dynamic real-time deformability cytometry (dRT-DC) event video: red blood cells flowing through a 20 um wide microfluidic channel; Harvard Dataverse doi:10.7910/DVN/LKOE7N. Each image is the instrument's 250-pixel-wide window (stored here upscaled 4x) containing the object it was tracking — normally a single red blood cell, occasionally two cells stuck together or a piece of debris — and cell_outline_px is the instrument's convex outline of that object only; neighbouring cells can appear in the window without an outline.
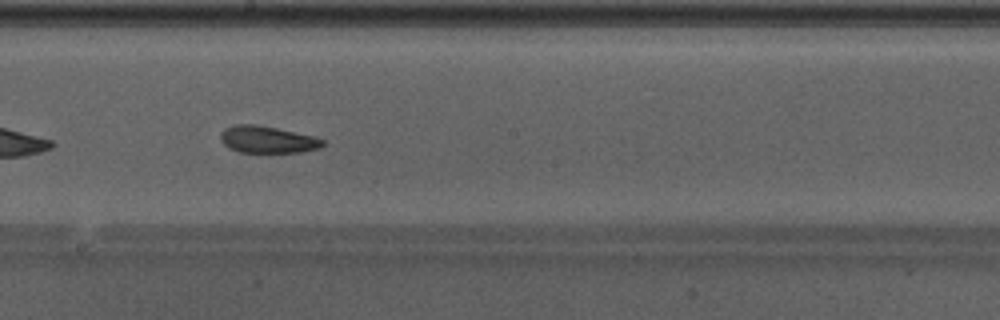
{"species": "Egyptian fruit bat (a non-hibernating species)", "species_latin": "Rousettus aegyptiacus", "temperature_condition": "warm", "stored_images_in_passage": 49, "camera_frame_rate_fps": 3000, "um_per_image_px": 0.085, "animal": {"sex": "male"}, "frame": {"image": 1, "passage_image": 28, "time_ms": 9.0, "image_size_px": [1000, 320], "cell_outline_px": [[324, 144], [320, 148], [300, 152], [240, 152], [228, 148], [220, 140], [220, 136], [224, 128], [236, 124], [252, 124], [276, 128], [316, 136], [324, 140]], "centroid_in_image_um": [22.74, 11.86], "position_along_channel_um": 225.5, "area_um2": 16.07}, "authors_computed_cell_mechanics": {"area_um2": 17.2822, "velocity_mm_per_s": 4.2347, "shape_relaxation_time_tau1_ms": 2.5566, "shape_relaxation_time_tau2_ms": 2.8488, "deformation_change_tau1": 0.0835, "deformation_change_tau2": 0.0935}}